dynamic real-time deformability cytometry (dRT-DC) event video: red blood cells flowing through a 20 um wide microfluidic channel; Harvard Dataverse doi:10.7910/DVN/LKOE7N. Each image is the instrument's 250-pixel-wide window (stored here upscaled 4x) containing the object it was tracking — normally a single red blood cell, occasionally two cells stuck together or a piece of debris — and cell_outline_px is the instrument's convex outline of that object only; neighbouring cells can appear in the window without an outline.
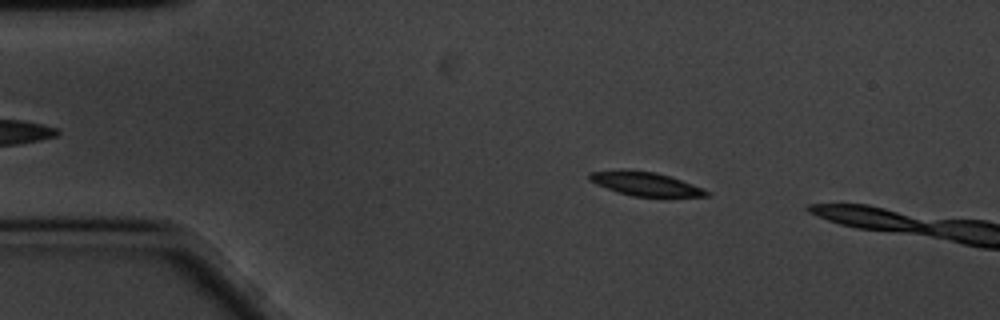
{"species": "common noctule bat (a hibernating species)", "species_latin": "Nyctalus noctula", "temperature_condition": "cold", "stored_images_in_passage": 13, "camera_frame_rate_fps": 3000, "um_per_image_px": 0.085, "animal": {"sex": "male", "body_mass_g": 20.1, "forearm_length_mm": 53.5}, "frame": {"image": 1, "passage_image": 10, "time_ms": 3.0, "image_size_px": [1000, 320], "cell_outline_px": [[712, 196], [632, 196], [596, 184], [588, 180], [588, 172], [656, 172], [704, 188], [712, 192]], "centroid_in_image_um": [54.95, 15.67], "position_along_channel_um": 30.0, "area_um2": 15.32}}